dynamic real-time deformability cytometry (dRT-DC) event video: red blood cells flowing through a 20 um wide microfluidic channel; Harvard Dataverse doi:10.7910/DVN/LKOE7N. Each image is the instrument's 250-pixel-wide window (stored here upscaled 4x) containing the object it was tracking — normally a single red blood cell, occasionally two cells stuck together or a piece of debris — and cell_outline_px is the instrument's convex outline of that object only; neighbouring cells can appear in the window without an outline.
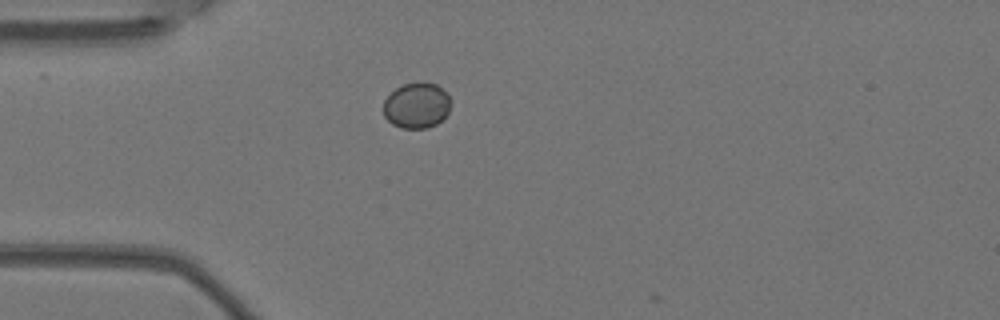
{"species": "Egyptian fruit bat (a non-hibernating species)", "species_latin": "Rousettus aegyptiacus", "temperature_condition": "warm", "stored_images_in_passage": 1, "camera_frame_rate_fps": 3000, "um_per_image_px": 0.085, "animal": {"sex": "female"}, "frame": {"image": 1, "passage_image": 1, "time_ms": 0.0, "image_size_px": [1000, 320], "cell_outline_px": [[448, 112], [436, 124], [428, 128], [400, 128], [392, 124], [384, 116], [384, 100], [396, 88], [404, 84], [436, 84], [448, 92]], "centroid_in_image_um": [35.39, 8.99], "position_along_channel_um": 49.6, "area_um2": 17.46}}